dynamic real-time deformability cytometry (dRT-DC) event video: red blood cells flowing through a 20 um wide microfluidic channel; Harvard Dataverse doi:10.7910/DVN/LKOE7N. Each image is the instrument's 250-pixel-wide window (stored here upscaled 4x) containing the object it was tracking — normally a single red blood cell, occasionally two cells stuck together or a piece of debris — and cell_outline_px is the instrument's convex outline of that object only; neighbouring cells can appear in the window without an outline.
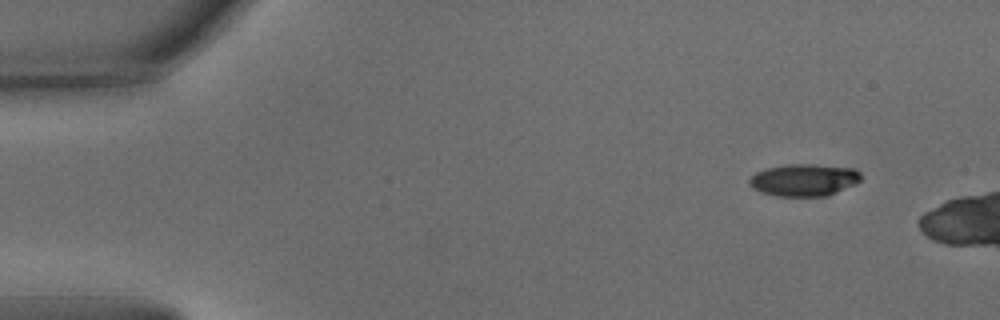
{"species": "common noctule bat (a hibernating species)", "species_latin": "Nyctalus noctula", "temperature_condition": "warm", "stored_images_in_passage": 6, "camera_frame_rate_fps": 3000, "um_per_image_px": 0.085, "animal": {"sex": "male", "body_mass_g": 15.6}, "frame": {"image": 1, "passage_image": 1, "time_ms": 0.0, "image_size_px": [1000, 320], "cell_outline_px": [[860, 180], [856, 184], [828, 196], [776, 196], [760, 192], [752, 188], [748, 184], [748, 180], [756, 172], [764, 168], [788, 164], [816, 164], [856, 168], [860, 172]], "centroid_in_image_um": [68.34, 15.29], "position_along_channel_um": 16.7, "area_um2": 21.27}}